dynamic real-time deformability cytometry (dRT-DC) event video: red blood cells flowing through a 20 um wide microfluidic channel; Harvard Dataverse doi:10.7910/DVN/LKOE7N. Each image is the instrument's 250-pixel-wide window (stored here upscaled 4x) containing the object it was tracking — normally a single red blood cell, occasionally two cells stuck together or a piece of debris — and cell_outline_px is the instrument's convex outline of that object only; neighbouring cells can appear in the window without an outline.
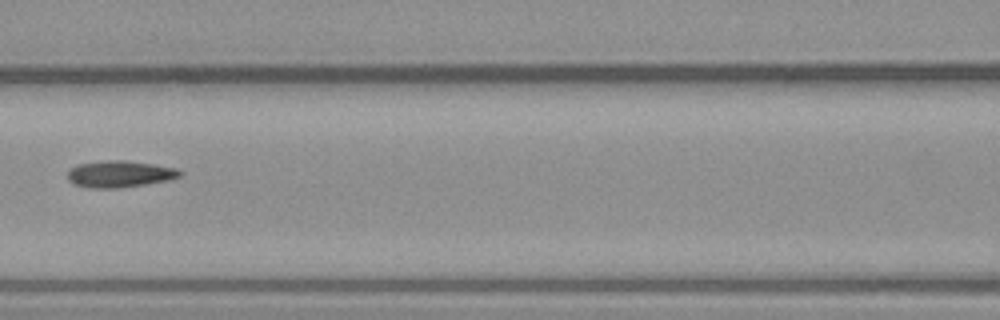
{"species": "common noctule bat (a hibernating species)", "species_latin": "Nyctalus noctula", "temperature_condition": "warm", "stored_images_in_passage": 7, "camera_frame_rate_fps": 3000, "um_per_image_px": 0.085, "animal": {"sex": "male", "body_mass_g": 23.1, "forearm_length_mm": 52.7}, "frame": {"image": 1, "passage_image": 6, "time_ms": 6.0, "image_size_px": [1000, 320], "cell_outline_px": [[184, 172], [180, 176], [168, 180], [120, 188], [88, 188], [72, 184], [68, 180], [68, 168], [76, 164], [108, 160], [124, 160], [152, 164], [176, 168]], "centroid_in_image_um": [10.12, 14.79], "position_along_channel_um": 156.5, "area_um2": 17.57}}
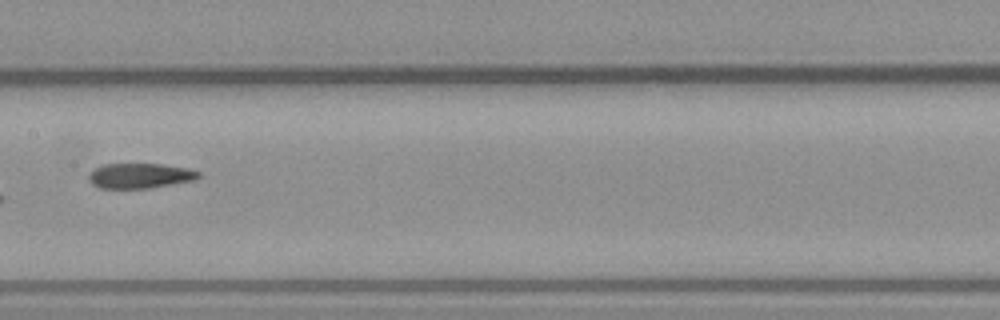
{"frame": {"image": 2, "passage_image": 7, "time_ms": 7.0, "image_size_px": [1000, 320], "cell_outline_px": [[200, 176], [196, 180], [148, 188], [100, 188], [92, 184], [88, 180], [88, 176], [96, 168], [104, 164], [160, 164], [188, 168], [200, 172]], "centroid_in_image_um": [11.91, 14.94], "position_along_channel_um": 195.5, "area_um2": 15.95}}